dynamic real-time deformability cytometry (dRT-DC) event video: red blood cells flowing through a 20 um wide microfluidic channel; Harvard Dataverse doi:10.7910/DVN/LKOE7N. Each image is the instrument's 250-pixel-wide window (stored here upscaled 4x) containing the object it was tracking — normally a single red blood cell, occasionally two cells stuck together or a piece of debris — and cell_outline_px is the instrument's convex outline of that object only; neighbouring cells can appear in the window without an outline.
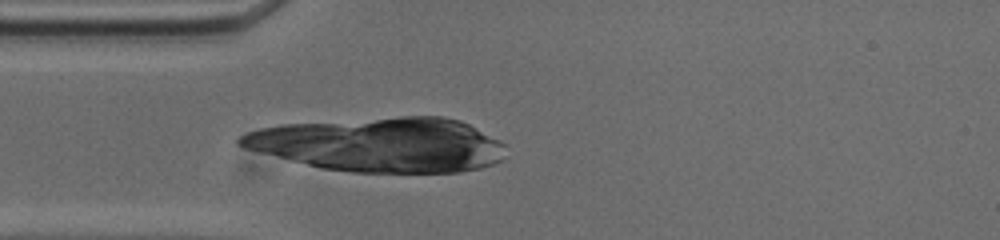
{"species": "common noctule bat (a hibernating species)", "species_latin": "Nyctalus noctula", "temperature_condition": "cold", "stored_images_in_passage": 30, "camera_frame_rate_fps": 3000, "um_per_image_px": 0.085, "animal": {"sex": "male", "body_mass_g": 20.0, "forearm_length_mm": 53.3}, "frame": {"image": 1, "passage_image": 13, "time_ms": 4.0, "image_size_px": [1000, 240], "cell_outline_px": [[480, 136], [460, 168], [436, 172], [396, 172], [336, 168], [316, 164], [312, 160], [460, 136]], "centroid_in_image_um": [34.74, 13.34], "position_along_channel_um": 50.3, "area_um2": 25.61}}
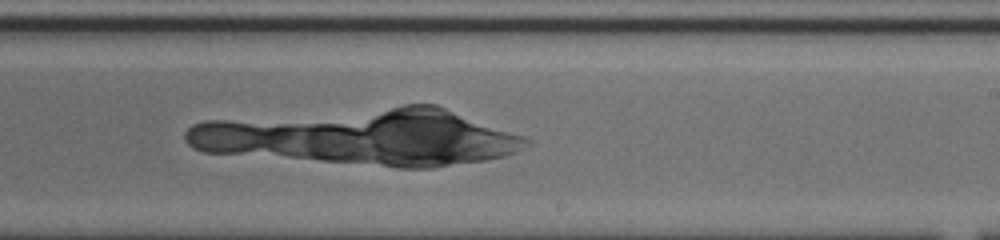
{"frame": {"image": 2, "passage_image": 30, "time_ms": 9.667, "image_size_px": [1000, 240], "cell_outline_px": [[476, 128], [452, 156], [448, 160], [404, 164], [396, 164], [384, 160], [376, 144], [444, 116], [452, 116]], "centroid_in_image_um": [36.29, 12.08], "position_along_channel_um": 252.7, "area_um2": 21.27}}